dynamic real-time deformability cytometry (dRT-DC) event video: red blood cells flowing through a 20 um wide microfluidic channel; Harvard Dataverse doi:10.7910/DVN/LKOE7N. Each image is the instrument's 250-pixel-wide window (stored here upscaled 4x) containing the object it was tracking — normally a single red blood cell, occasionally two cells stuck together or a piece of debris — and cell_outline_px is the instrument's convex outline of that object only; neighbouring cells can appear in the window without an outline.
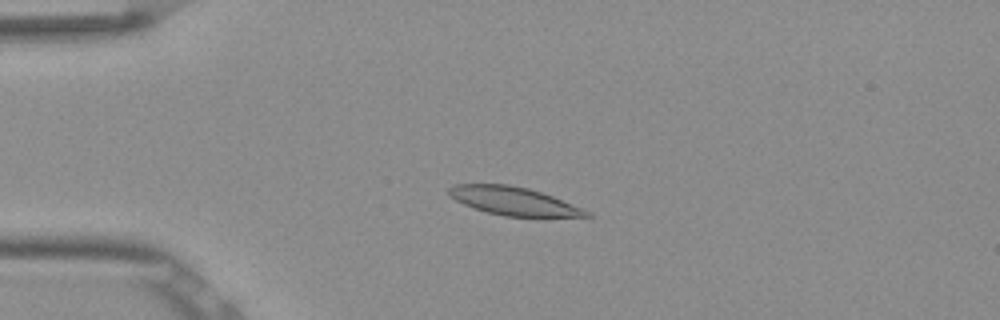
{"species": "Egyptian fruit bat (a non-hibernating species)", "species_latin": "Rousettus aegyptiacus", "temperature_condition": "room temperature", "stored_images_in_passage": 53, "camera_frame_rate_fps": 3000, "um_per_image_px": 0.085, "frame": {"image": 1, "passage_image": 13, "time_ms": 4.0, "image_size_px": [1000, 320], "cell_outline_px": [[592, 216], [504, 216], [488, 212], [464, 204], [448, 196], [448, 188], [452, 184], [508, 184], [528, 188], [552, 196], [592, 212]], "centroid_in_image_um": [43.62, 17.07], "position_along_channel_um": 41.4, "area_um2": 22.31}}
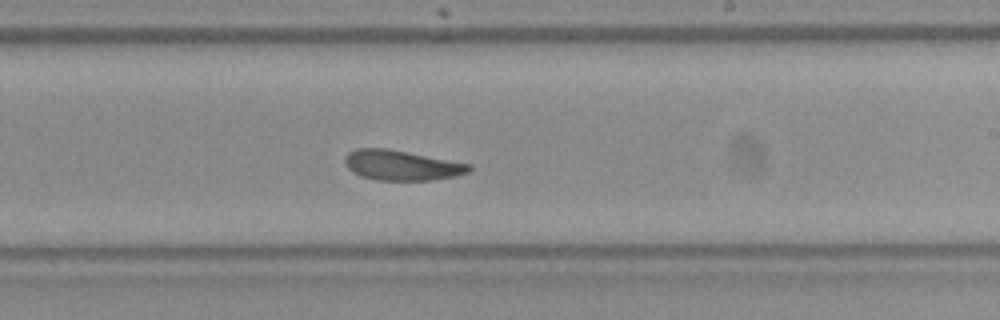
{"frame": {"image": 2, "passage_image": 32, "time_ms": 10.333, "image_size_px": [1000, 320], "cell_outline_px": [[472, 168], [468, 172], [456, 176], [432, 180], [376, 180], [360, 176], [352, 172], [348, 168], [344, 160], [344, 156], [348, 152], [356, 148], [388, 148], [472, 164]], "centroid_in_image_um": [34.12, 14.04], "position_along_channel_um": 254.9, "area_um2": 21.96}}
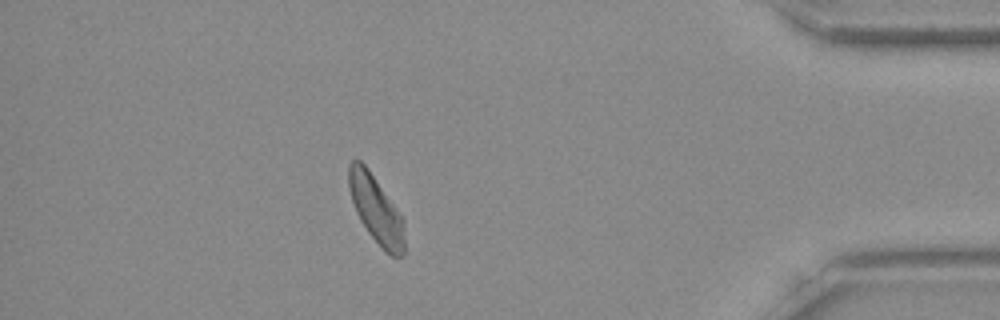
{"frame": {"image": 3, "passage_image": 47, "time_ms": 15.333, "image_size_px": [1000, 320], "cell_outline_px": [[404, 256], [392, 256], [384, 252], [368, 232], [360, 220], [356, 212], [348, 188], [348, 164], [352, 160], [360, 160], [368, 168], [404, 220]], "centroid_in_image_um": [31.95, 17.82], "position_along_channel_um": 403.2, "area_um2": 21.85}, "authors_computed_cell_mechanics": {"area_um2": 22.4842, "velocity_mm_per_s": 3.8253, "shape_relaxation_time_tau1_ms": 6.7151, "shape_relaxation_time_tau2_ms": 4.208, "deformation_change_tau1": 0.1904, "deformation_change_tau2": 0.1239}}